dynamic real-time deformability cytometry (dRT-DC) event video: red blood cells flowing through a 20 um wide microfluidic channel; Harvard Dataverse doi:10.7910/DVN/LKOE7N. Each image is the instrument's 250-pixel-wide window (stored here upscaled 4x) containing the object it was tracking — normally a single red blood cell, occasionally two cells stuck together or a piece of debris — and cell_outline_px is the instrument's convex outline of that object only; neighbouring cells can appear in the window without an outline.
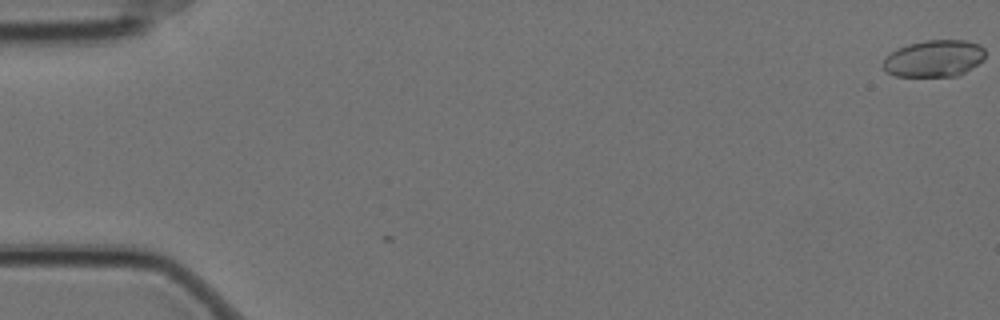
{"species": "Egyptian fruit bat (a non-hibernating species)", "species_latin": "Rousettus aegyptiacus", "temperature_condition": "cold", "stored_images_in_passage": 2, "camera_frame_rate_fps": 3000, "um_per_image_px": 0.085, "animal": {"sex": "female"}, "frame": {"image": 1, "passage_image": 2, "time_ms": 0.333, "image_size_px": [1000, 320], "cell_outline_px": [[984, 60], [960, 76], [896, 76], [888, 72], [884, 68], [884, 56], [908, 44], [924, 40], [964, 40], [980, 44], [984, 48]], "centroid_in_image_um": [79.44, 4.97], "position_along_channel_um": 5.6, "area_um2": 21.96}}